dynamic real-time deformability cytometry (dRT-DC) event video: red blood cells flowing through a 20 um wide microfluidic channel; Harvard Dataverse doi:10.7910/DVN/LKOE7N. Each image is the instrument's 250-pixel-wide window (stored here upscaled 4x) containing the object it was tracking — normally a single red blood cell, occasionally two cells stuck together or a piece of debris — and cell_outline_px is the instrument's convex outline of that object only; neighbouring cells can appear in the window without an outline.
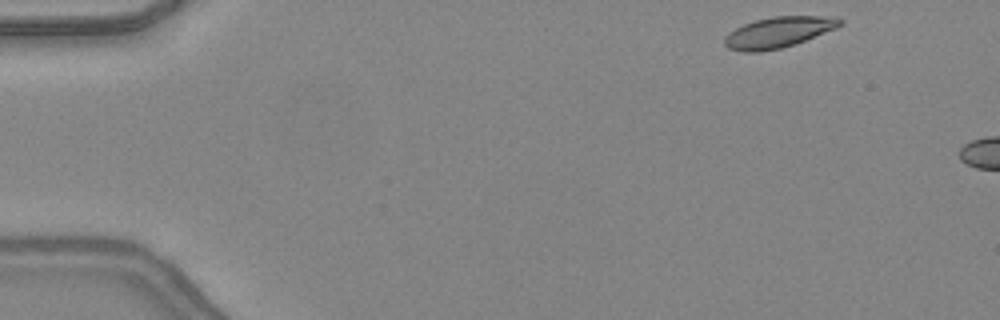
{"species": "common noctule bat (a hibernating species)", "species_latin": "Nyctalus noctula", "temperature_condition": "warm", "stored_images_in_passage": 4, "camera_frame_rate_fps": 3000, "um_per_image_px": 0.085, "animal": {"sex": "female", "body_mass_g": 24.6, "forearm_length_mm": 56.2}, "frame": {"image": 1, "passage_image": 1, "time_ms": 0.0, "image_size_px": [1000, 320], "cell_outline_px": [[844, 24], [836, 28], [796, 44], [780, 48], [760, 52], [744, 52], [728, 48], [724, 44], [724, 36], [728, 32], [744, 24], [756, 20], [772, 16], [820, 16], [844, 20]], "centroid_in_image_um": [66.14, 2.75], "position_along_channel_um": 18.9, "area_um2": 20.69}}